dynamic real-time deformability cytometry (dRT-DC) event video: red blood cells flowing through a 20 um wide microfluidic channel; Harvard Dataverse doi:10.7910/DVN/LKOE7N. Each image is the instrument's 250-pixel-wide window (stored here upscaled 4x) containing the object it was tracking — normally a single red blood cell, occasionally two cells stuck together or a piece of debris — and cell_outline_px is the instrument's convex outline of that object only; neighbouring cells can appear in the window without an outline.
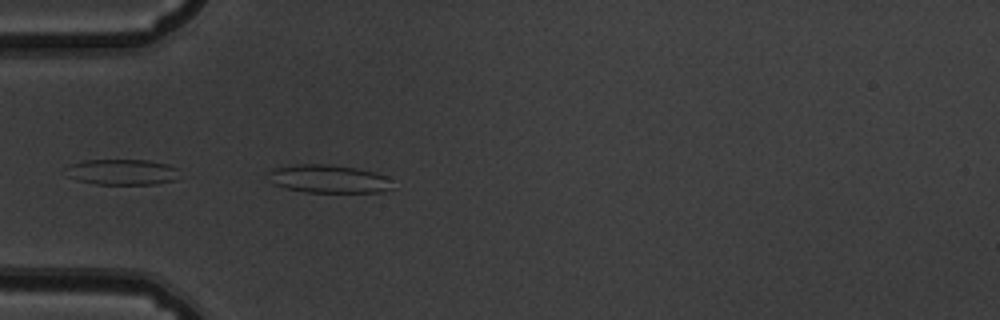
{"species": "common noctule bat (a hibernating species)", "species_latin": "Nyctalus noctula", "temperature_condition": "warm", "stored_images_in_passage": 7, "camera_frame_rate_fps": 3000, "um_per_image_px": 0.085, "animal": {"sex": "male", "body_mass_g": 19.5, "forearm_length_mm": 54.6}, "frame": {"image": 1, "passage_image": 1, "time_ms": 0.0, "image_size_px": [1000, 320], "cell_outline_px": [[392, 188], [380, 192], [304, 192], [272, 184], [264, 172], [272, 168], [296, 164], [328, 164], [356, 168], [388, 176], [392, 180]], "centroid_in_image_um": [27.88, 15.2], "position_along_channel_um": 57.1, "area_um2": 20.63}}
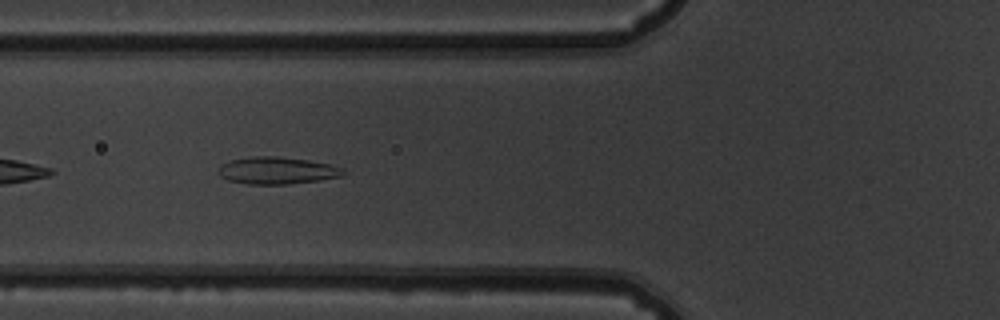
{"frame": {"image": 2, "passage_image": 5, "time_ms": 1.333, "image_size_px": [1000, 320], "cell_outline_px": [[344, 172], [340, 176], [320, 180], [288, 184], [248, 184], [228, 180], [220, 176], [220, 164], [232, 160], [252, 156], [276, 156], [308, 160], [332, 164], [344, 168]], "centroid_in_image_um": [23.57, 14.49], "position_along_channel_um": 102.2, "area_um2": 19.65}}